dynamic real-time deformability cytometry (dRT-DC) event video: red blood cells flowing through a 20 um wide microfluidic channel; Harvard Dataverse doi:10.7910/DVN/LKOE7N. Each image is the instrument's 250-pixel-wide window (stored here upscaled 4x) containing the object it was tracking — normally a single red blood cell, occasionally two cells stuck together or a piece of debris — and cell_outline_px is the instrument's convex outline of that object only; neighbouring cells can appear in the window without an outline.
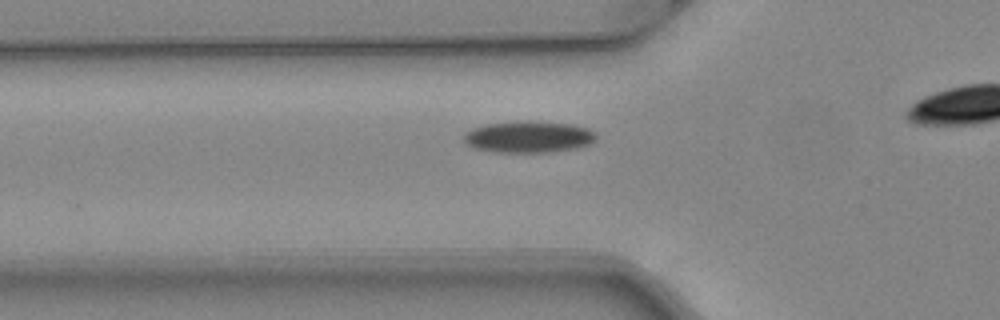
{"species": "common noctule bat (a hibernating species)", "species_latin": "Nyctalus noctula", "temperature_condition": "warm", "stored_images_in_passage": 27, "camera_frame_rate_fps": 3000, "um_per_image_px": 0.085, "animal": {"sex": "female", "body_mass_g": 24.6, "forearm_length_mm": 56.2}, "frame": {"image": 1, "passage_image": 3, "time_ms": 0.667, "image_size_px": [1000, 320], "cell_outline_px": [[596, 140], [588, 144], [576, 148], [548, 152], [492, 152], [476, 148], [464, 144], [464, 132], [472, 128], [484, 124], [528, 120], [572, 124], [588, 128], [596, 132]], "centroid_in_image_um": [44.91, 11.62], "position_along_channel_um": 80.9, "area_um2": 24.62}}
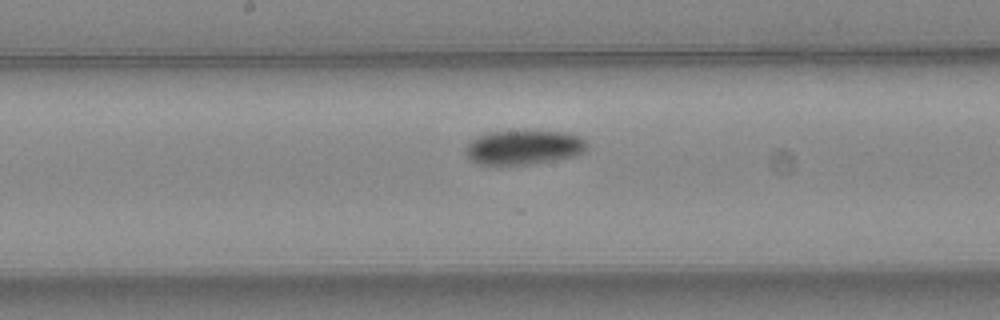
{"frame": {"image": 2, "passage_image": 12, "time_ms": 3.667, "image_size_px": [1000, 320], "cell_outline_px": [[588, 148], [572, 156], [552, 160], [528, 164], [480, 164], [472, 160], [468, 156], [464, 148], [472, 140], [488, 132], [568, 132], [580, 136], [588, 144]], "centroid_in_image_um": [44.53, 12.52], "position_along_channel_um": 203.7, "area_um2": 23.64}}
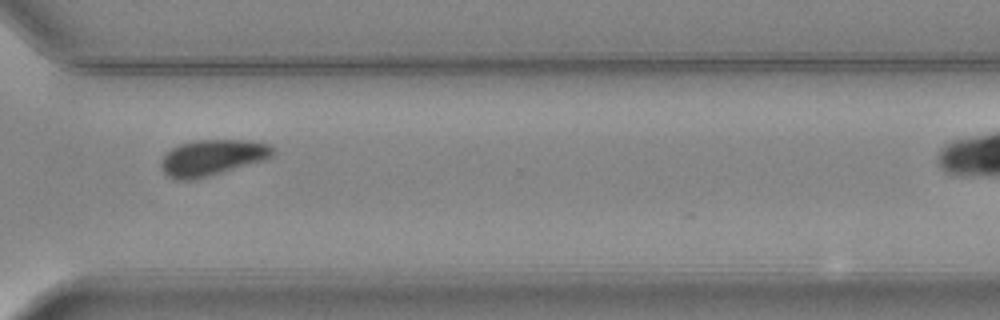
{"frame": {"image": 3, "passage_image": 23, "time_ms": 7.333, "image_size_px": [1000, 320], "cell_outline_px": [[276, 152], [272, 156], [264, 160], [196, 180], [176, 180], [168, 176], [160, 168], [160, 160], [172, 148], [180, 144], [196, 140], [252, 140], [268, 144], [276, 148]], "centroid_in_image_um": [18.05, 13.4], "position_along_channel_um": 352.5, "area_um2": 23.64}}